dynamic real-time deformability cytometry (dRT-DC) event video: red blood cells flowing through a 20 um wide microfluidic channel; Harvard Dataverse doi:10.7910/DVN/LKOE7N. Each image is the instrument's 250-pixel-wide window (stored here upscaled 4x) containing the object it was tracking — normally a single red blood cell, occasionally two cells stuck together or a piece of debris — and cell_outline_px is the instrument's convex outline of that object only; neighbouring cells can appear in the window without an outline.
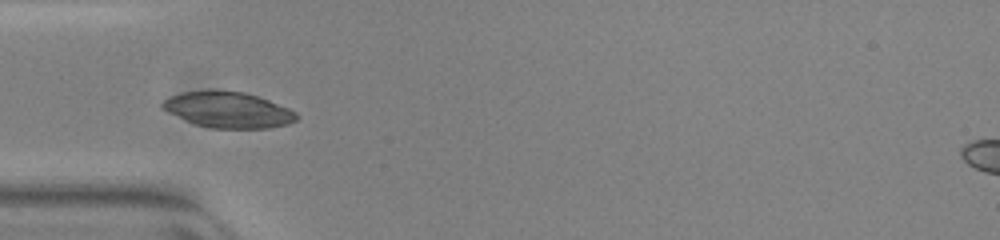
{"species": "common noctule bat (a hibernating species)", "species_latin": "Nyctalus noctula", "temperature_condition": "warm", "stored_images_in_passage": 37, "camera_frame_rate_fps": 3000, "um_per_image_px": 0.085, "animal": {"sex": "female", "body_mass_g": 23.0, "forearm_length_mm": 53.4}, "frame": {"image": 1, "passage_image": 1, "time_ms": 0.0, "image_size_px": [1000, 240], "cell_outline_px": [[300, 116], [296, 120], [288, 124], [268, 128], [208, 128], [196, 124], [168, 112], [160, 108], [160, 104], [164, 100], [172, 96], [184, 92], [216, 88], [244, 92], [268, 100], [288, 108], [296, 112]], "centroid_in_image_um": [19.38, 9.32], "position_along_channel_um": 65.6, "area_um2": 28.21}}
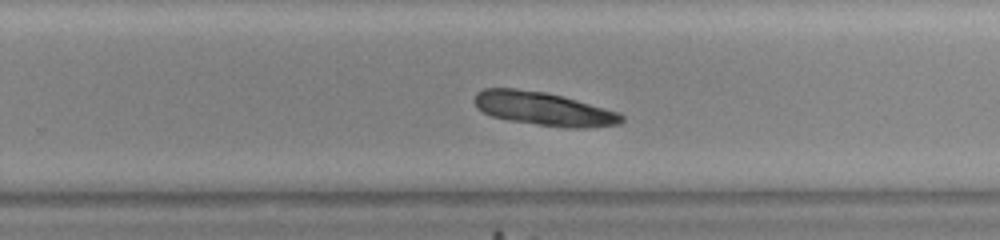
{"frame": {"image": 2, "passage_image": 18, "time_ms": 5.667, "image_size_px": [1000, 240], "cell_outline_px": [[624, 120], [620, 124], [584, 128], [568, 128], [536, 124], [508, 120], [492, 116], [476, 108], [476, 92], [484, 88], [516, 88], [544, 92], [576, 100], [620, 112], [624, 116]], "centroid_in_image_um": [46.23, 9.25], "position_along_channel_um": 283.6, "area_um2": 28.55}}
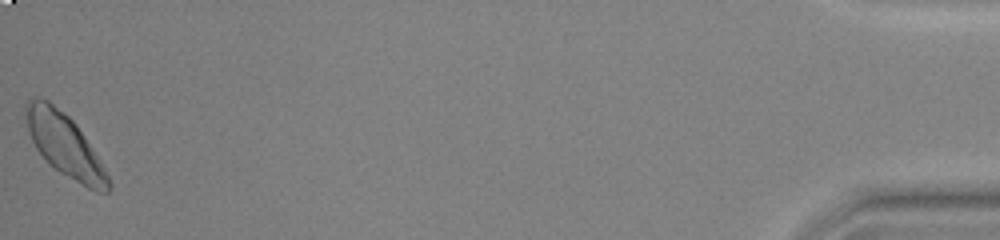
{"frame": {"image": 3, "passage_image": 37, "time_ms": 12.0, "image_size_px": [1000, 240], "cell_outline_px": [[112, 188], [108, 192], [96, 192], [88, 188], [60, 172], [36, 148], [28, 132], [24, 112], [24, 108], [28, 100], [36, 96], [48, 100], [64, 112], [76, 124], [84, 136], [104, 168], [112, 184]], "centroid_in_image_um": [5.49, 12.31], "position_along_channel_um": 429.7, "area_um2": 29.59}, "authors_computed_cell_mechanics": {"area_um2": 28.3798, "velocity_mm_per_s": 3.8623, "shape_relaxation_time_tau1_ms": 0.8768, "shape_relaxation_time_tau2_ms": null, "deformation_change_tau1": null, "deformation_change_tau2": null}}